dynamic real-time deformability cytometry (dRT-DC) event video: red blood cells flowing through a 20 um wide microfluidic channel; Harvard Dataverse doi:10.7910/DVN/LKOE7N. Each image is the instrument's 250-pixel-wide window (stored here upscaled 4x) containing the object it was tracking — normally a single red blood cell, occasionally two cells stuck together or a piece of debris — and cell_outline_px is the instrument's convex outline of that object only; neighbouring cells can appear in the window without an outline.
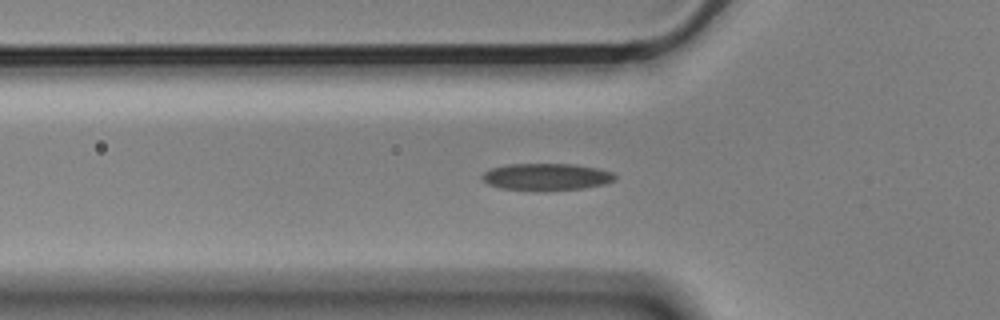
{"species": "Egyptian fruit bat (a non-hibernating species)", "species_latin": "Rousettus aegyptiacus", "temperature_condition": "cold", "stored_images_in_passage": 38, "camera_frame_rate_fps": 3000, "um_per_image_px": 0.085, "animal": {"sex": "male"}, "frame": {"image": 1, "passage_image": 6, "time_ms": 1.667, "image_size_px": [1000, 320], "cell_outline_px": [[616, 180], [604, 184], [584, 188], [500, 188], [488, 184], [480, 176], [484, 172], [492, 168], [508, 164], [576, 164], [596, 168], [612, 172], [616, 176]], "centroid_in_image_um": [46.47, 14.98], "position_along_channel_um": 79.3, "area_um2": 20.0}}
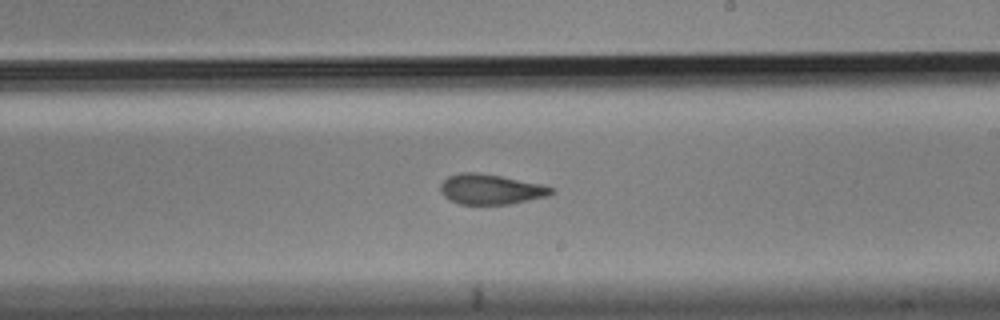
{"frame": {"image": 2, "passage_image": 20, "time_ms": 6.333, "image_size_px": [1000, 320], "cell_outline_px": [[556, 192], [548, 196], [508, 204], [460, 204], [448, 200], [440, 192], [440, 184], [448, 176], [460, 172], [480, 172], [540, 184], [552, 188]], "centroid_in_image_um": [41.67, 16.08], "position_along_channel_um": 247.3, "area_um2": 19.48}}
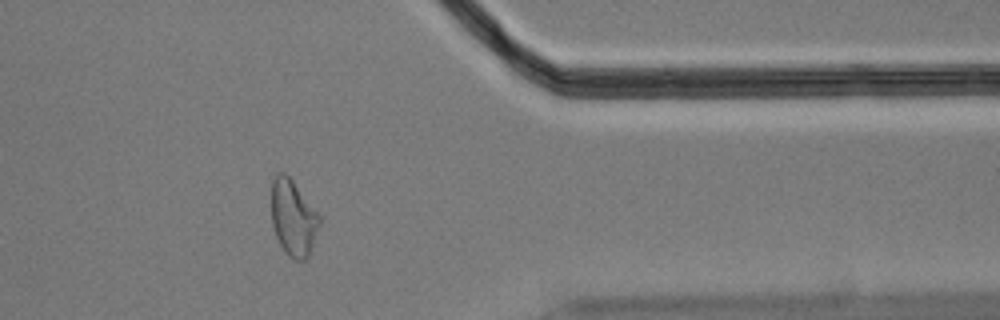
{"frame": {"image": 3, "passage_image": 33, "time_ms": 10.667, "image_size_px": [1000, 320], "cell_outline_px": [[320, 224], [308, 256], [304, 260], [292, 260], [284, 252], [276, 236], [272, 224], [272, 180], [276, 172], [284, 172], [292, 180], [320, 216]], "centroid_in_image_um": [24.91, 18.53], "position_along_channel_um": 386.5, "area_um2": 21.1}}